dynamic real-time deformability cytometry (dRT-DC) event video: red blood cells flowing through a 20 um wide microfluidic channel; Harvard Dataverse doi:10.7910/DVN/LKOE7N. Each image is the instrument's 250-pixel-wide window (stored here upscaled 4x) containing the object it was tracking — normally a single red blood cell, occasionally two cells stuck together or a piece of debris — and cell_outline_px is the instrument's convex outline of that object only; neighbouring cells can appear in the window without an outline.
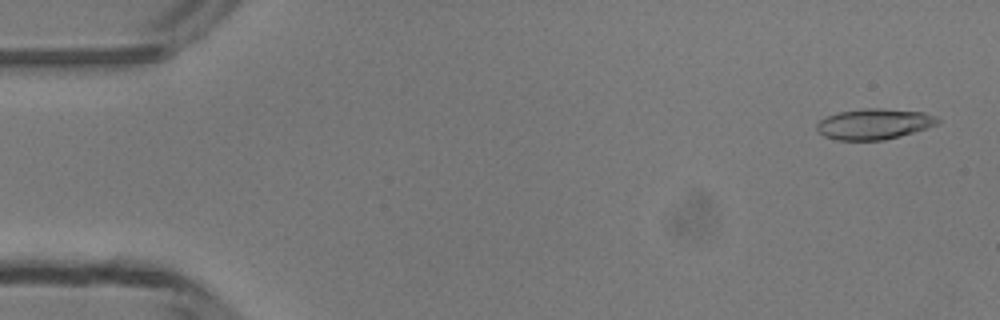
{"species": "common noctule bat (a hibernating species)", "species_latin": "Nyctalus noctula", "temperature_condition": "room temperature", "stored_images_in_passage": 47, "camera_frame_rate_fps": 3000, "um_per_image_px": 0.085, "animal": {"sex": "male", "body_mass_g": 13.3}, "frame": {"image": 1, "passage_image": 1, "time_ms": 0.0, "image_size_px": [1000, 320], "cell_outline_px": [[940, 120], [936, 124], [900, 136], [884, 140], [836, 140], [824, 136], [816, 128], [816, 124], [820, 120], [828, 116], [840, 112], [864, 108], [880, 108], [924, 112], [936, 116]], "centroid_in_image_um": [74.28, 10.54], "position_along_channel_um": 10.7, "area_um2": 21.39}}
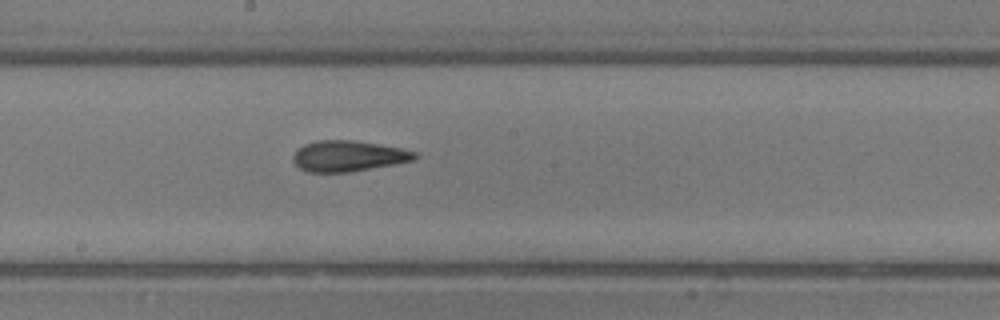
{"frame": {"image": 2, "passage_image": 25, "time_ms": 8.0, "image_size_px": [1000, 320], "cell_outline_px": [[420, 156], [416, 160], [396, 164], [348, 172], [308, 172], [300, 168], [292, 160], [292, 156], [296, 148], [304, 144], [316, 140], [352, 140], [400, 148], [416, 152]], "centroid_in_image_um": [29.59, 13.26], "position_along_channel_um": 218.6, "area_um2": 21.96}}
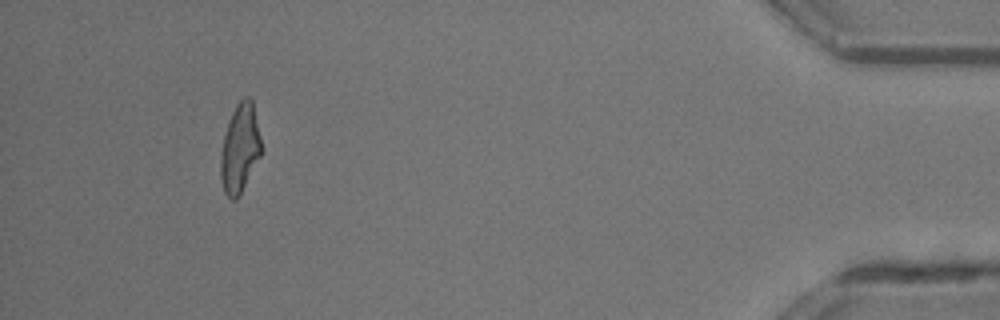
{"frame": {"image": 3, "passage_image": 44, "time_ms": 14.333, "image_size_px": [1000, 320], "cell_outline_px": [[260, 156], [240, 196], [236, 200], [232, 200], [224, 192], [220, 176], [220, 156], [224, 136], [228, 120], [236, 104], [244, 96], [248, 96], [252, 100], [260, 136]], "centroid_in_image_um": [20.37, 12.63], "position_along_channel_um": 414.8, "area_um2": 20.98}, "authors_computed_cell_mechanics": {"area_um2": 21.4438, "velocity_mm_per_s": 4.2233, "shape_relaxation_time_tau1_ms": 11.2619, "shape_relaxation_time_tau2_ms": 2.4171, "deformation_change_tau1": 0.284, "deformation_change_tau2": 0.1333}}